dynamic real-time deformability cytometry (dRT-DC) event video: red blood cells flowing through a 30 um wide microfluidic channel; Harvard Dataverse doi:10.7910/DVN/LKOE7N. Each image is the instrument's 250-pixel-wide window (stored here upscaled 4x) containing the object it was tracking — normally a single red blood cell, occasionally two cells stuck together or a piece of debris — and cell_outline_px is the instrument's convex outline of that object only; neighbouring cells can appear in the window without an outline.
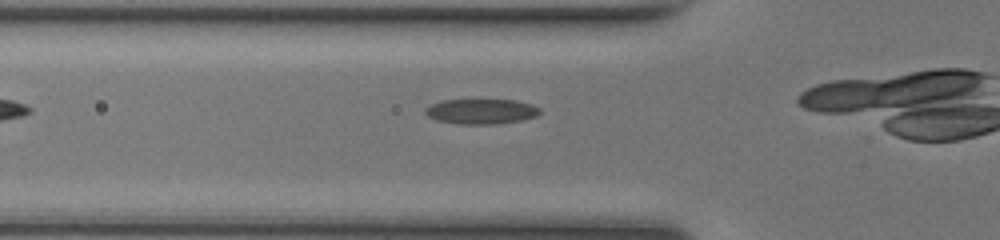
{"species": "common noctule bat (a hibernating species)", "species_latin": "Nyctalus noctula", "temperature_condition": "room temperature", "stored_images_in_passage": 5, "camera_frame_rate_fps": 3000, "um_per_image_px": 0.085, "animal": {"sex": "female", "body_mass_g": 17.0, "forearm_length_mm": 48.0}, "frame": {"image": 1, "passage_image": 3, "time_ms": 0.667, "image_size_px": [1000, 240], "cell_outline_px": [[540, 112], [536, 116], [520, 120], [496, 124], [456, 124], [436, 120], [428, 116], [424, 112], [424, 108], [432, 104], [444, 100], [516, 100], [532, 104], [540, 108]], "centroid_in_image_um": [40.89, 9.47], "position_along_channel_um": 84.9, "area_um2": 16.76}}